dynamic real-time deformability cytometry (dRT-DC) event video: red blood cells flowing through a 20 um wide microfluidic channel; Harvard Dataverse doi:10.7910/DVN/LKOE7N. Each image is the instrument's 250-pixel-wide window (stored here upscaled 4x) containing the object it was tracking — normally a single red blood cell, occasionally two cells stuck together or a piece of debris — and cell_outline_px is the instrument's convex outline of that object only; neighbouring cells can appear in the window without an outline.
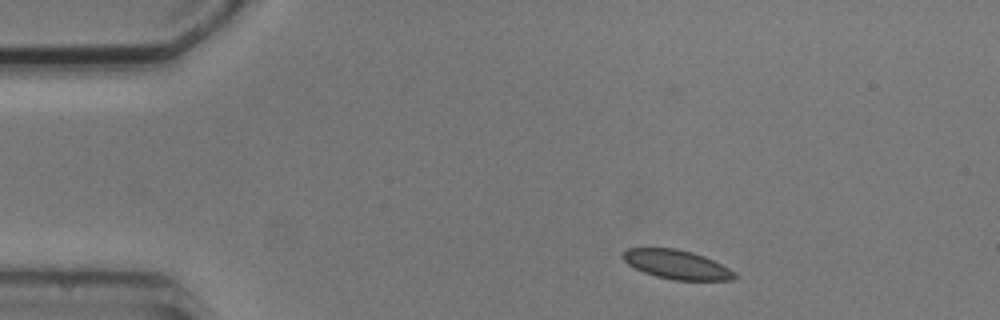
{"species": "common noctule bat (a hibernating species)", "species_latin": "Nyctalus noctula", "temperature_condition": "cold", "stored_images_in_passage": 3, "camera_frame_rate_fps": 3000, "um_per_image_px": 0.085, "animal": {"sex": "male", "body_mass_g": 20.5, "forearm_length_mm": 52.5}, "frame": {"image": 1, "passage_image": 1, "time_ms": 0.0, "image_size_px": [1000, 320], "cell_outline_px": [[740, 276], [732, 280], [672, 280], [656, 276], [644, 272], [628, 264], [620, 256], [628, 248], [676, 248], [692, 252], [704, 256], [736, 272]], "centroid_in_image_um": [57.54, 22.49], "position_along_channel_um": 27.5, "area_um2": 18.9}}